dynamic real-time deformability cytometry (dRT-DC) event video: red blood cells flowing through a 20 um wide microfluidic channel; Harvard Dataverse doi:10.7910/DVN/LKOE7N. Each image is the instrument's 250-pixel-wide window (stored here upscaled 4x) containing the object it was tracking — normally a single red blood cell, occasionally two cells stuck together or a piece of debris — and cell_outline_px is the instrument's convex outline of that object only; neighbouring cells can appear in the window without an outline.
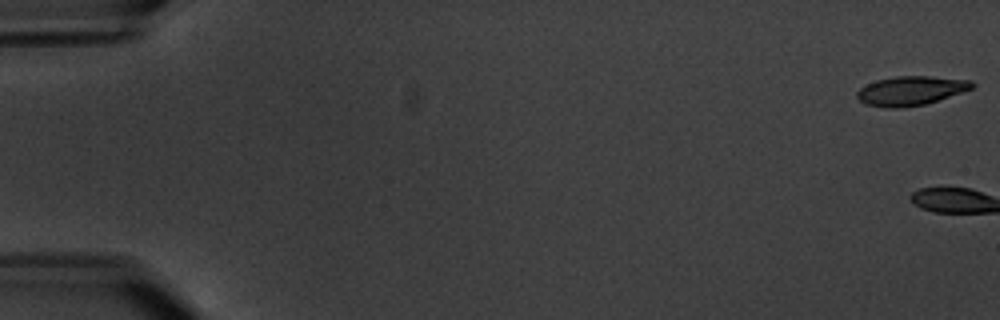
{"species": "common noctule bat (a hibernating species)", "species_latin": "Nyctalus noctula", "temperature_condition": "warm", "stored_images_in_passage": 7, "camera_frame_rate_fps": 3000, "um_per_image_px": 0.085, "animal": {"sex": "male", "body_mass_g": 20.1, "forearm_length_mm": 53.5}, "frame": {"image": 1, "passage_image": 1, "time_ms": 0.0, "image_size_px": [1000, 320], "cell_outline_px": [[976, 84], [972, 88], [924, 104], [900, 108], [884, 108], [864, 104], [856, 96], [856, 92], [860, 88], [876, 80], [896, 76], [932, 76], [972, 80]], "centroid_in_image_um": [77.38, 7.7], "position_along_channel_um": 7.6, "area_um2": 19.48}}
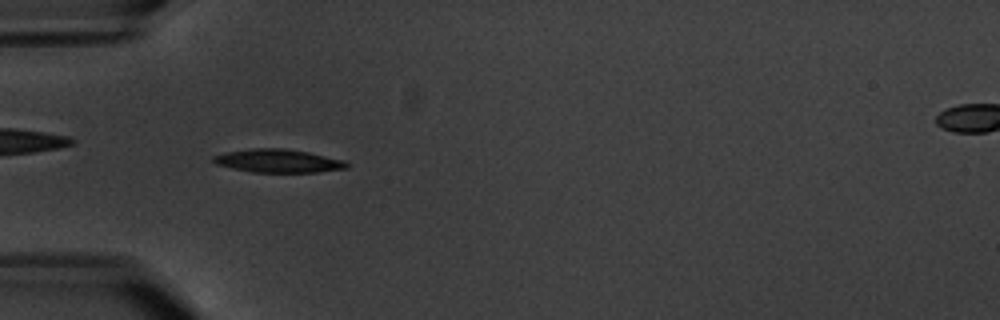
{"frame": {"image": 2, "passage_image": 6, "time_ms": 7.0, "image_size_px": [1000, 320], "cell_outline_px": [[348, 168], [316, 172], [252, 172], [232, 168], [216, 164], [212, 160], [212, 156], [224, 152], [248, 148], [284, 148], [308, 152], [344, 160], [348, 164]], "centroid_in_image_um": [23.6, 13.66], "position_along_channel_um": 61.4, "area_um2": 18.15}}